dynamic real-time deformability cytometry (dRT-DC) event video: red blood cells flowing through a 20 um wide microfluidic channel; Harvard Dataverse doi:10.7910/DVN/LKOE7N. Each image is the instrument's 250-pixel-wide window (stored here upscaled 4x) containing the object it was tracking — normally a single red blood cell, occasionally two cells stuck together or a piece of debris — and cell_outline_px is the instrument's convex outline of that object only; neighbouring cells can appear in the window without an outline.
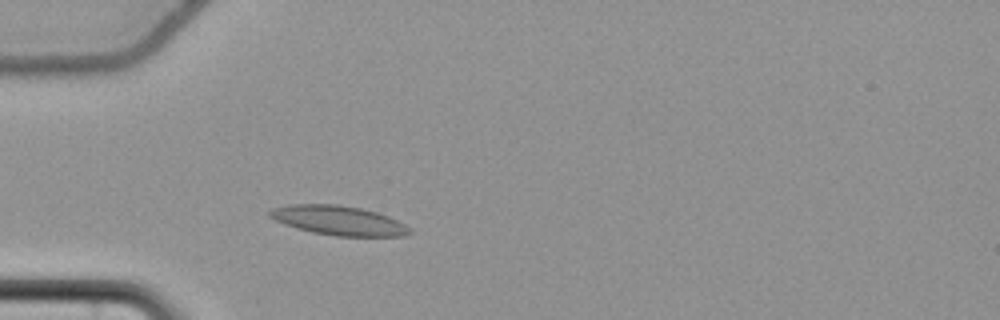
{"species": "common noctule bat (a hibernating species)", "species_latin": "Nyctalus noctula", "temperature_condition": "cold", "stored_images_in_passage": 50, "camera_frame_rate_fps": 3000, "um_per_image_px": 0.085, "animal": {"sex": "female", "body_mass_g": 22.7, "forearm_length_mm": 54.2}, "frame": {"image": 1, "passage_image": 11, "time_ms": 3.333, "image_size_px": [1000, 320], "cell_outline_px": [[412, 232], [404, 236], [336, 236], [312, 232], [296, 228], [284, 224], [268, 216], [268, 212], [272, 208], [288, 204], [336, 204], [360, 208], [376, 212], [388, 216], [412, 228]], "centroid_in_image_um": [28.77, 18.74], "position_along_channel_um": 56.2, "area_um2": 23.99}}
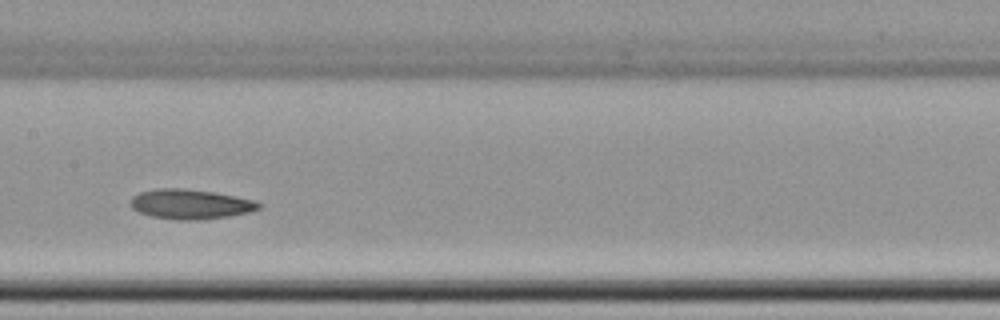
{"frame": {"image": 2, "passage_image": 23, "time_ms": 7.333, "image_size_px": [1000, 320], "cell_outline_px": [[260, 208], [248, 212], [228, 216], [196, 220], [176, 220], [152, 216], [140, 212], [132, 208], [128, 204], [132, 196], [140, 192], [156, 188], [184, 188], [212, 192], [236, 196], [256, 200], [260, 204]], "centroid_in_image_um": [16.15, 17.34], "position_along_channel_um": 191.3, "area_um2": 22.25}}
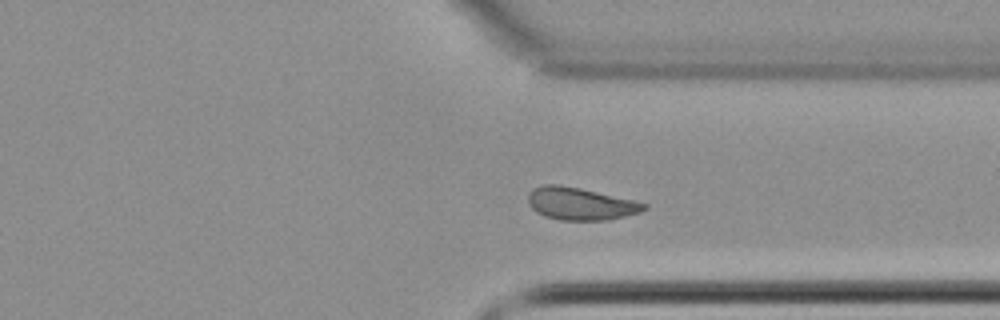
{"frame": {"image": 3, "passage_image": 37, "time_ms": 12.0, "image_size_px": [1000, 320], "cell_outline_px": [[648, 208], [640, 212], [608, 220], [560, 220], [544, 216], [536, 212], [528, 204], [528, 192], [532, 188], [544, 184], [560, 184], [580, 188], [632, 200], [648, 204]], "centroid_in_image_um": [49.29, 17.31], "position_along_channel_um": 362.1, "area_um2": 21.96}, "authors_computed_cell_mechanics": {"area_um2": 22.3975, "velocity_mm_per_s": 3.644, "shape_relaxation_time_tau1_ms": null, "shape_relaxation_time_tau2_ms": 4.5434, "deformation_change_tau1": null, "deformation_change_tau2": 0.0804}}